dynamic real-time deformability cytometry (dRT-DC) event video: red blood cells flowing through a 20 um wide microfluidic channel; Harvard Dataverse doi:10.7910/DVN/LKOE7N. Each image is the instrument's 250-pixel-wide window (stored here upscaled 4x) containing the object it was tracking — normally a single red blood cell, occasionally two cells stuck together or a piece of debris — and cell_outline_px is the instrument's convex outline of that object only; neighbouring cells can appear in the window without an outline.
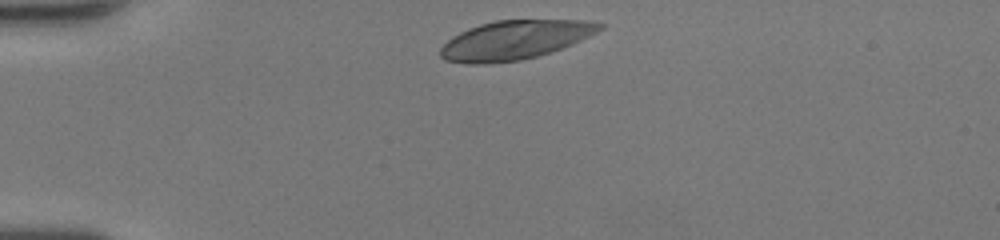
{"species": "human", "species_latin": "Homo sapiens", "temperature_condition": "room temperature", "stored_images_in_passage": 30, "camera_frame_rate_fps": 3000, "um_per_image_px": 0.085, "donor": {"sex": "female"}, "frame": {"image": 1, "passage_image": 1, "time_ms": 0.0, "image_size_px": [1000, 240], "cell_outline_px": [[604, 28], [572, 44], [536, 56], [520, 60], [484, 64], [468, 64], [444, 60], [440, 56], [440, 48], [452, 36], [468, 28], [480, 24], [496, 20], [588, 20], [604, 24]], "centroid_in_image_um": [43.73, 3.39], "position_along_channel_um": 41.3, "area_um2": 36.01}}
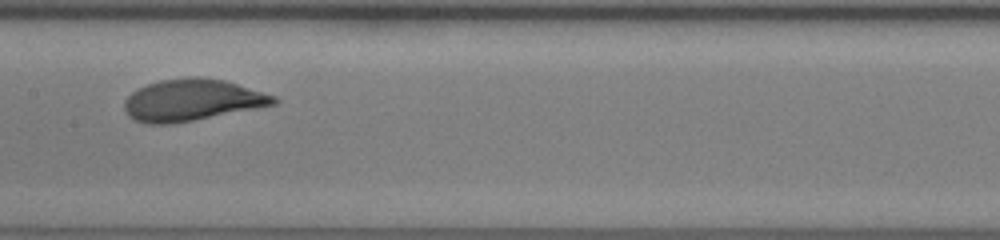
{"frame": {"image": 2, "passage_image": 15, "time_ms": 4.667, "image_size_px": [1000, 240], "cell_outline_px": [[280, 100], [276, 104], [256, 108], [172, 124], [148, 124], [136, 120], [128, 116], [124, 108], [124, 100], [132, 92], [148, 84], [160, 80], [188, 76], [196, 76], [224, 80], [276, 96]], "centroid_in_image_um": [16.31, 8.5], "position_along_channel_um": 191.1, "area_um2": 36.13}}
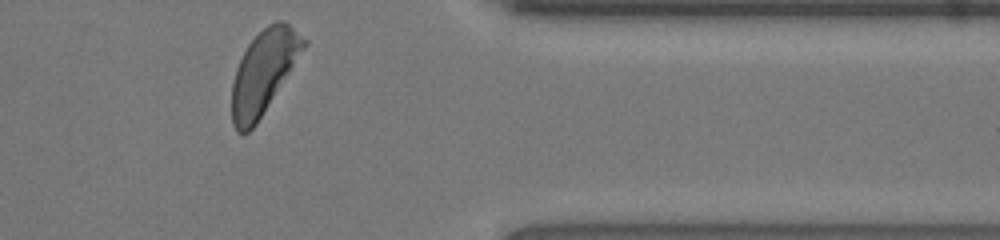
{"frame": {"image": 3, "passage_image": 30, "time_ms": 9.667, "image_size_px": [1000, 240], "cell_outline_px": [[308, 44], [256, 124], [248, 132], [236, 132], [232, 124], [232, 84], [236, 68], [248, 44], [268, 24], [276, 20], [284, 20], [308, 40]], "centroid_in_image_um": [22.42, 6.1], "position_along_channel_um": 389.0, "area_um2": 34.51}, "authors_computed_cell_mechanics": {"area_um2": 35.6626, "velocity_mm_per_s": 4.2071, "shape_relaxation_time_tau1_ms": 3.0934, "shape_relaxation_time_tau2_ms": null, "deformation_change_tau1": 0.1964, "deformation_change_tau2": null}}